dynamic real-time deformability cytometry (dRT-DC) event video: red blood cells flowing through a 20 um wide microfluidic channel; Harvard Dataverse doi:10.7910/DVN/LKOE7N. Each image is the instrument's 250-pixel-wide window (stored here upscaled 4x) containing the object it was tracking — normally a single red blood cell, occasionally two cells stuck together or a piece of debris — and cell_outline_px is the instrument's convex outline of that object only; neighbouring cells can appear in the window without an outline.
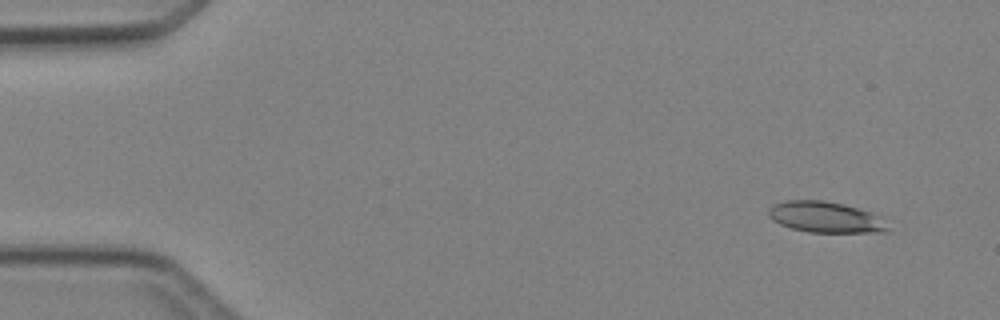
{"species": "Egyptian fruit bat (a non-hibernating species)", "species_latin": "Rousettus aegyptiacus", "temperature_condition": "cold", "stored_images_in_passage": 3, "camera_frame_rate_fps": 3000, "um_per_image_px": 0.085, "animal": {"sex": "female"}, "frame": {"image": 1, "passage_image": 1, "time_ms": 0.0, "image_size_px": [1000, 320], "cell_outline_px": [[892, 232], [808, 232], [792, 228], [780, 224], [772, 220], [768, 216], [768, 208], [772, 204], [788, 200], [824, 200], [844, 204], [868, 212], [876, 216]], "centroid_in_image_um": [70.08, 18.45], "position_along_channel_um": 14.9, "area_um2": 21.27}}